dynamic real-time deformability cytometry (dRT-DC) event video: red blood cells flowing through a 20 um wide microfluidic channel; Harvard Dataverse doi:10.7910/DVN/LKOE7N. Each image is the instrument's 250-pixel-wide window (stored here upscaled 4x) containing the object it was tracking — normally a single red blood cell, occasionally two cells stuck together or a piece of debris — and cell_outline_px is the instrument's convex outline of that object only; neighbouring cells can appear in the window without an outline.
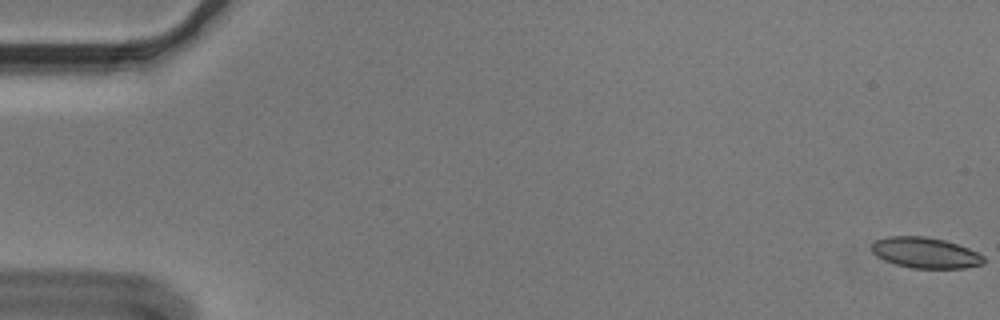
{"species": "Egyptian fruit bat (a non-hibernating species)", "species_latin": "Rousettus aegyptiacus", "temperature_condition": "cold", "stored_images_in_passage": 17, "camera_frame_rate_fps": 3000, "um_per_image_px": 0.085, "animal": {"sex": "male"}, "frame": {"image": 1, "passage_image": 1, "time_ms": 0.0, "image_size_px": [1000, 320], "cell_outline_px": [[984, 264], [964, 268], [912, 268], [896, 264], [884, 260], [876, 256], [872, 252], [872, 244], [876, 240], [888, 236], [924, 236], [944, 240], [968, 248], [984, 256]], "centroid_in_image_um": [78.65, 21.49], "position_along_channel_um": 6.4, "area_um2": 20.0}}